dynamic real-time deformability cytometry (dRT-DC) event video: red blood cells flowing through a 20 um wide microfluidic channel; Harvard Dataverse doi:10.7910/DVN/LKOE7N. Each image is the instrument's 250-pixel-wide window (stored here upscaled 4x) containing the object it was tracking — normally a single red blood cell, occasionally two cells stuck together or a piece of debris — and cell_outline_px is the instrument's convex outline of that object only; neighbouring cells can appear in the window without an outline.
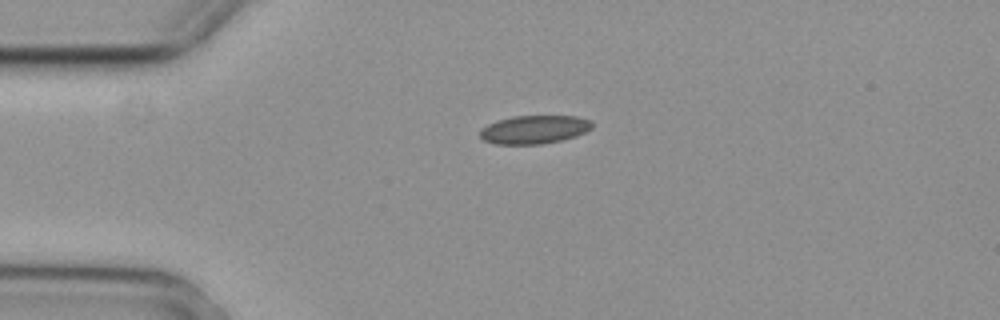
{"species": "common noctule bat (a hibernating species)", "species_latin": "Nyctalus noctula", "temperature_condition": "cold", "stored_images_in_passage": 6, "camera_frame_rate_fps": 3000, "um_per_image_px": 0.085, "animal": {"sex": "female", "body_mass_g": 29.2, "forearm_length_mm": 56.3}, "frame": {"image": 1, "passage_image": 1, "time_ms": 0.0, "image_size_px": [1000, 320], "cell_outline_px": [[592, 128], [576, 136], [560, 140], [540, 144], [496, 144], [484, 140], [480, 136], [480, 128], [496, 120], [512, 116], [576, 116], [592, 120]], "centroid_in_image_um": [45.4, 11.0], "position_along_channel_um": 39.6, "area_um2": 18.55}}
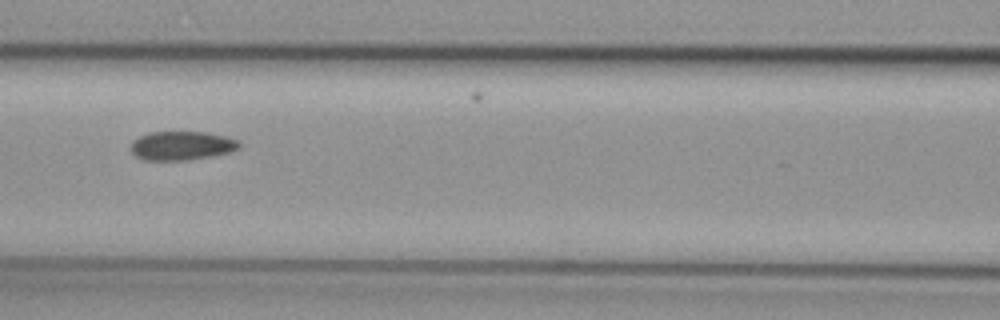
{"frame": {"image": 2, "passage_image": 4, "time_ms": 1.0, "image_size_px": [1000, 320], "cell_outline_px": [[240, 148], [232, 152], [212, 156], [188, 160], [144, 160], [136, 156], [132, 152], [132, 144], [140, 136], [148, 132], [208, 132], [240, 140]], "centroid_in_image_um": [15.51, 12.38], "position_along_channel_um": 151.1, "area_um2": 18.26}}
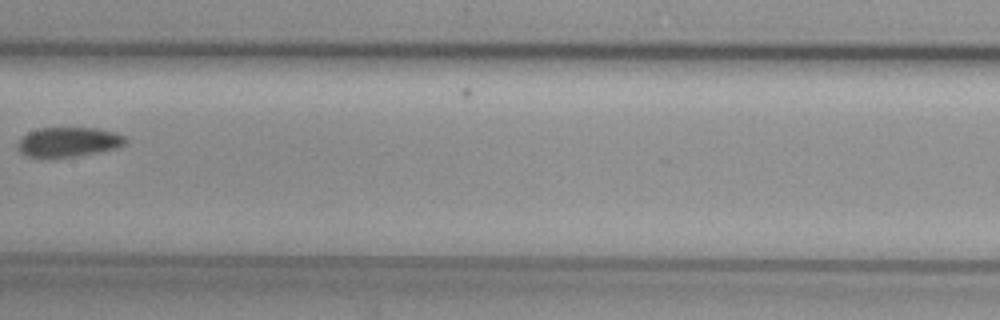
{"frame": {"image": 3, "passage_image": 5, "time_ms": 1.333, "image_size_px": [1000, 320], "cell_outline_px": [[128, 144], [116, 148], [76, 156], [28, 156], [20, 152], [16, 148], [16, 144], [28, 132], [40, 128], [96, 128], [116, 132], [124, 136], [128, 140]], "centroid_in_image_um": [5.86, 12.05], "position_along_channel_um": 201.5, "area_um2": 18.38}}